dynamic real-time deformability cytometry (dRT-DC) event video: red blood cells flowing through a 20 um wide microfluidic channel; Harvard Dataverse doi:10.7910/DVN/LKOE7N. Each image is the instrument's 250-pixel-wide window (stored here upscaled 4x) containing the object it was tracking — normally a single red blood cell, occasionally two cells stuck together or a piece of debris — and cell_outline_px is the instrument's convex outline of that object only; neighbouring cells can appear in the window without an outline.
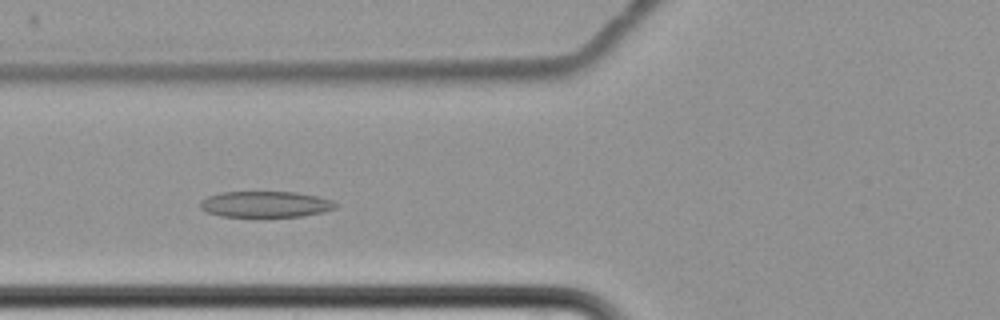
{"species": "common noctule bat (a hibernating species)", "species_latin": "Nyctalus noctula", "temperature_condition": "cold", "stored_images_in_passage": 14, "camera_frame_rate_fps": 3000, "um_per_image_px": 0.085, "animal": {"sex": "female", "body_mass_g": 22.7, "forearm_length_mm": 54.2}, "frame": {"image": 1, "passage_image": 4, "time_ms": 4.667, "image_size_px": [1000, 320], "cell_outline_px": [[340, 204], [336, 208], [324, 212], [300, 216], [220, 216], [208, 212], [200, 208], [200, 200], [208, 196], [220, 192], [296, 192], [316, 196], [332, 200]], "centroid_in_image_um": [22.58, 17.35], "position_along_channel_um": 103.2, "area_um2": 20.52}}
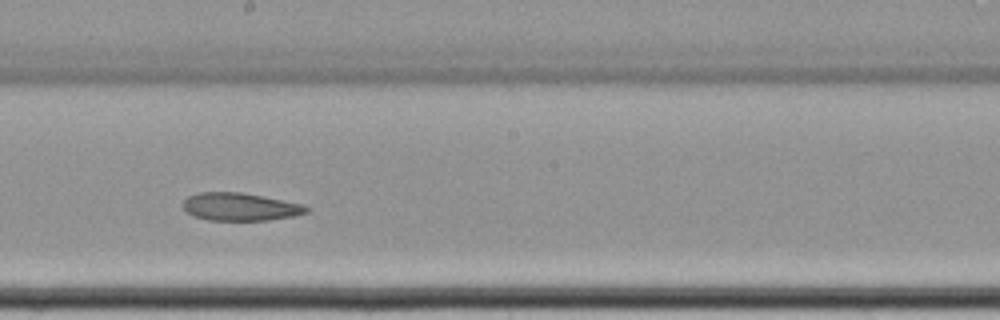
{"frame": {"image": 2, "passage_image": 7, "time_ms": 8.333, "image_size_px": [1000, 320], "cell_outline_px": [[308, 212], [292, 216], [268, 220], [208, 220], [192, 216], [184, 208], [184, 200], [188, 196], [200, 192], [240, 192], [304, 204], [308, 208]], "centroid_in_image_um": [20.4, 17.58], "position_along_channel_um": 227.8, "area_um2": 19.83}}
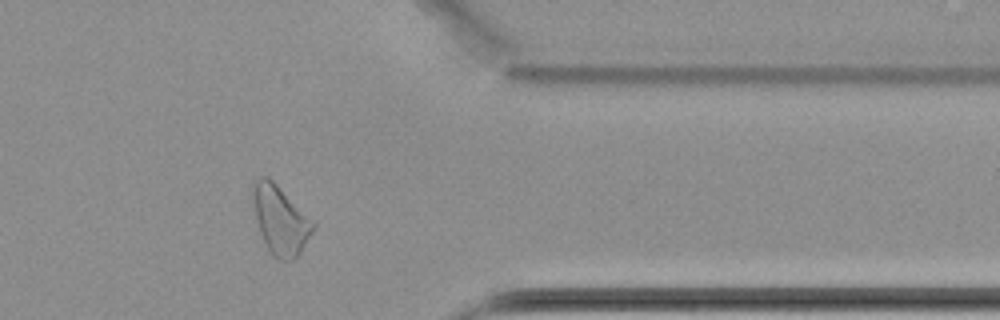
{"frame": {"image": 3, "passage_image": 11, "time_ms": 13.333, "image_size_px": [1000, 320], "cell_outline_px": [[316, 228], [300, 252], [292, 260], [280, 260], [272, 256], [260, 232], [256, 220], [252, 200], [252, 188], [256, 180], [260, 176], [268, 176], [316, 224]], "centroid_in_image_um": [23.82, 18.7], "position_along_channel_um": 387.6, "area_um2": 23.76}, "authors_computed_cell_mechanics": {"area_um2": 21.0103, "velocity_mm_per_s": 3.4112, "shape_relaxation_time_tau1_ms": 4.5028, "shape_relaxation_time_tau2_ms": 5.5451, "deformation_change_tau1": 0.1022, "deformation_change_tau2": 0.1182}}